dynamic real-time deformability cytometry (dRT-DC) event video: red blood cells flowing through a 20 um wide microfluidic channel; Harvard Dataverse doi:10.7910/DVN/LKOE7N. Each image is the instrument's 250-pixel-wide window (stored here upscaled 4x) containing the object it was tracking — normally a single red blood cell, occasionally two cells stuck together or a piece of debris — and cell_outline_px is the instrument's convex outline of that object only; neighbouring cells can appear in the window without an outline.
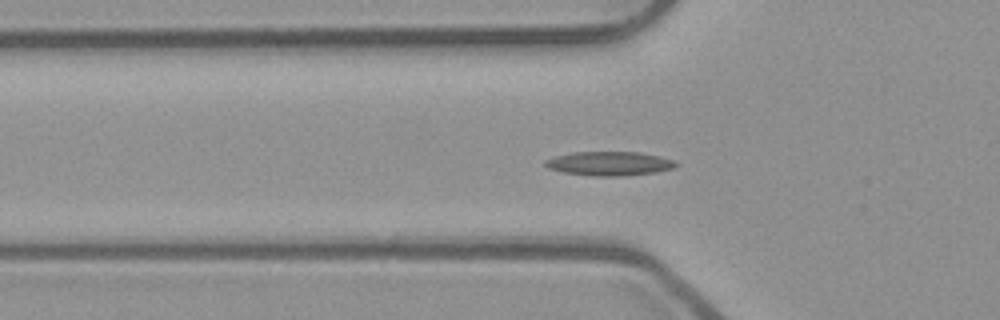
{"species": "common noctule bat (a hibernating species)", "species_latin": "Nyctalus noctula", "temperature_condition": "room temperature", "stored_images_in_passage": 54, "camera_frame_rate_fps": 3000, "um_per_image_px": 0.085, "animal": {"sex": "male", "body_mass_g": 23.1, "forearm_length_mm": 52.7}, "frame": {"image": 1, "passage_image": 18, "time_ms": 5.667, "image_size_px": [1000, 320], "cell_outline_px": [[680, 164], [676, 168], [656, 172], [616, 176], [592, 176], [564, 172], [548, 168], [544, 164], [544, 160], [556, 156], [572, 152], [640, 152], [672, 160]], "centroid_in_image_um": [51.79, 13.9], "position_along_channel_um": 74.0, "area_um2": 18.21}}
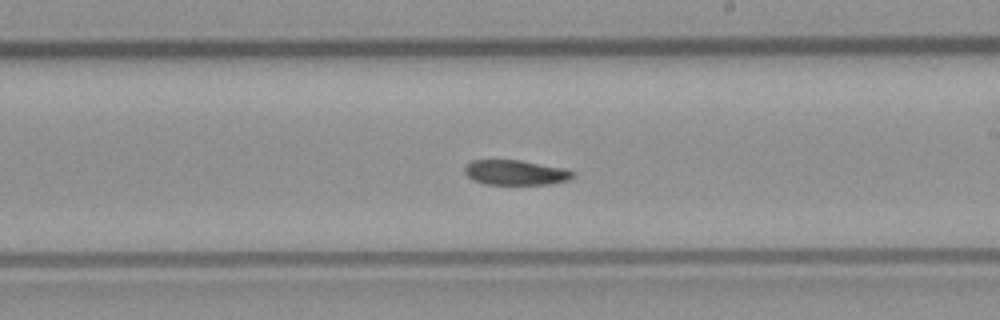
{"frame": {"image": 2, "passage_image": 31, "time_ms": 10.0, "image_size_px": [1000, 320], "cell_outline_px": [[576, 172], [568, 180], [548, 184], [484, 184], [472, 180], [464, 172], [464, 164], [472, 160], [520, 160], [568, 168]], "centroid_in_image_um": [43.81, 14.65], "position_along_channel_um": 245.2, "area_um2": 15.95}}
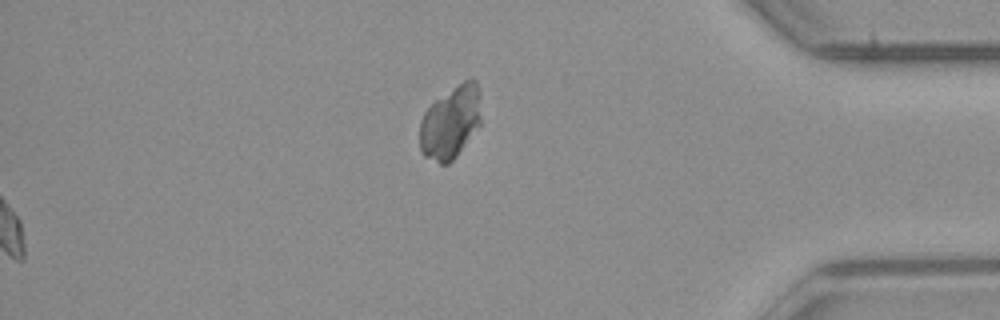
{"frame": {"image": 3, "passage_image": 54, "time_ms": 17.667, "image_size_px": [1000, 320], "cell_outline_px": [[480, 124], [456, 156], [448, 164], [440, 164], [424, 156], [420, 152], [420, 120], [424, 112], [436, 100], [464, 80], [472, 76], [476, 80], [480, 88]], "centroid_in_image_um": [38.3, 10.38], "position_along_channel_um": 396.9, "area_um2": 26.01}}